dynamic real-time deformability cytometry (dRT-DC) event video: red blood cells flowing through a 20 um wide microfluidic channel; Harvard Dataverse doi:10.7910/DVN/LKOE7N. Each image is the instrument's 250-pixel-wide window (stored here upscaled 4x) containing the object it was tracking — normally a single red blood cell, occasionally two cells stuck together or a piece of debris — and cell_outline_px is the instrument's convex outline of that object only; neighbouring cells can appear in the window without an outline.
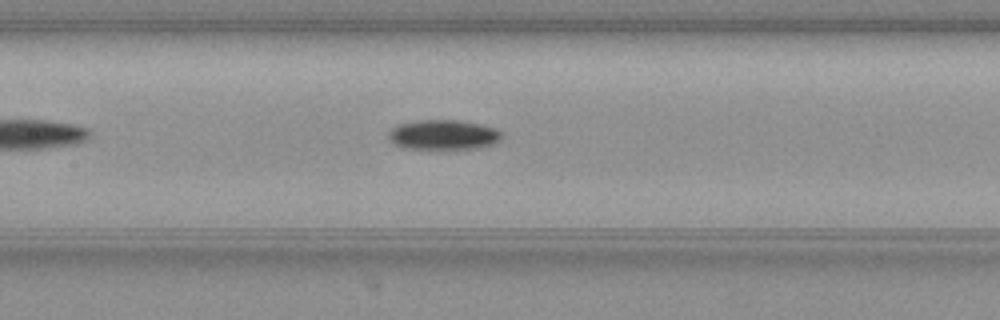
{"species": "common noctule bat (a hibernating species)", "species_latin": "Nyctalus noctula", "temperature_condition": "warm", "stored_images_in_passage": 41, "camera_frame_rate_fps": 3000, "um_per_image_px": 0.085, "animal": {"sex": "female", "body_mass_g": 19.3, "forearm_length_mm": 54.1}, "frame": {"image": 1, "passage_image": 13, "time_ms": 4.0, "image_size_px": [1000, 320], "cell_outline_px": [[500, 140], [492, 144], [476, 148], [404, 148], [396, 144], [388, 136], [388, 132], [396, 124], [420, 120], [460, 120], [480, 124], [496, 128], [500, 132]], "centroid_in_image_um": [37.67, 11.43], "position_along_channel_um": 169.7, "area_um2": 19.42}}
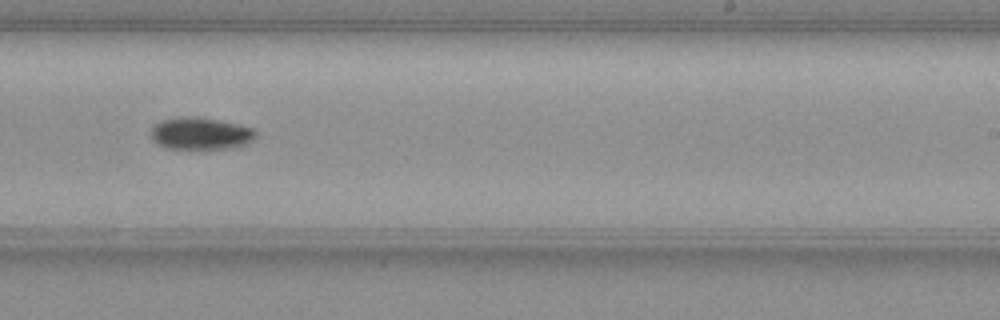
{"frame": {"image": 2, "passage_image": 21, "time_ms": 6.667, "image_size_px": [1000, 320], "cell_outline_px": [[256, 136], [252, 140], [236, 148], [164, 148], [156, 144], [152, 136], [152, 128], [160, 120], [184, 116], [192, 116], [240, 124], [252, 128], [256, 132]], "centroid_in_image_um": [17.05, 11.34], "position_along_channel_um": 272.0, "area_um2": 19.48}}
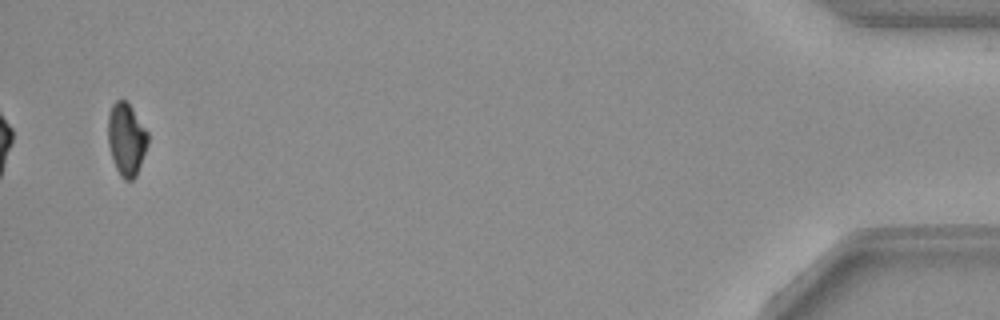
{"frame": {"image": 3, "passage_image": 40, "time_ms": 13.0, "image_size_px": [1000, 320], "cell_outline_px": [[148, 144], [136, 176], [132, 180], [124, 180], [120, 176], [116, 168], [108, 144], [108, 112], [112, 104], [116, 100], [124, 100], [132, 108], [148, 132]], "centroid_in_image_um": [10.74, 11.84], "position_along_channel_um": 424.5, "area_um2": 16.82}, "authors_computed_cell_mechanics": {"area_um2": 18.6694, "velocity_mm_per_s": 3.8513, "shape_relaxation_time_tau1_ms": 3.0375, "shape_relaxation_time_tau2_ms": null, "deformation_change_tau1": 0.1252, "deformation_change_tau2": null}}